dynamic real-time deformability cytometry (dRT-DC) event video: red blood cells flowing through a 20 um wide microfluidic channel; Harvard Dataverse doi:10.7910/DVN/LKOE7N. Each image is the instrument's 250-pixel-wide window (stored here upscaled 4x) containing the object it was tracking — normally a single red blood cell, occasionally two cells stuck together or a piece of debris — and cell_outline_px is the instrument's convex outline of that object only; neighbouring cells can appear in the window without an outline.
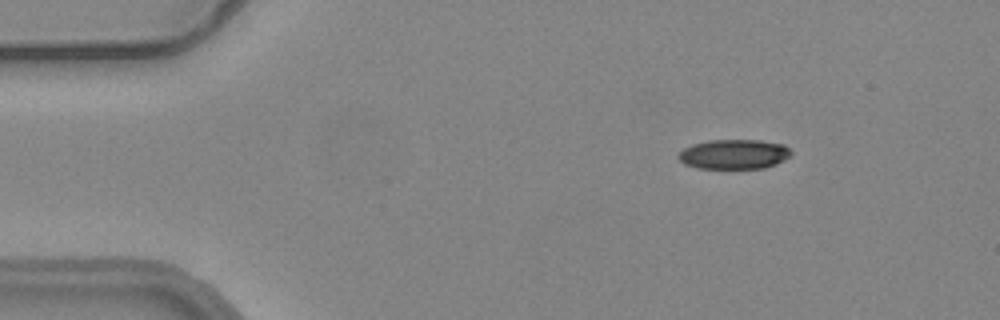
{"species": "common noctule bat (a hibernating species)", "species_latin": "Nyctalus noctula", "temperature_condition": "warm", "stored_images_in_passage": 4, "camera_frame_rate_fps": 3000, "um_per_image_px": 0.085, "animal": {"sex": "female", "body_mass_g": 24.6, "forearm_length_mm": 56.2}, "frame": {"image": 1, "passage_image": 1, "time_ms": 0.0, "image_size_px": [1000, 320], "cell_outline_px": [[792, 152], [784, 160], [776, 164], [764, 168], [700, 168], [684, 164], [676, 156], [684, 148], [692, 144], [708, 140], [760, 140], [784, 144]], "centroid_in_image_um": [62.38, 13.1], "position_along_channel_um": 22.6, "area_um2": 19.48}}